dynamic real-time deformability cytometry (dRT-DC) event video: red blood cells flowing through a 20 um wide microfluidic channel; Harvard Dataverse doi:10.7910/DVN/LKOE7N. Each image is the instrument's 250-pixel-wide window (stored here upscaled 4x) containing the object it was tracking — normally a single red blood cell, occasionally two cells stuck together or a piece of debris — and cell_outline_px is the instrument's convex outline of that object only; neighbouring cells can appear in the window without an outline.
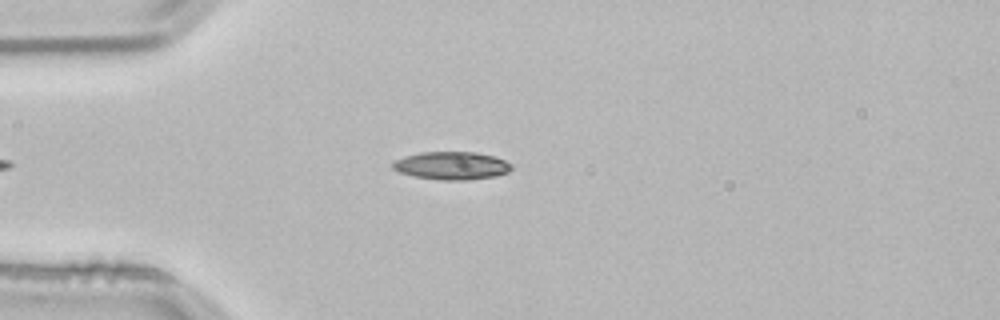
{"species": "common noctule bat (a hibernating species)", "species_latin": "Nyctalus noctula", "temperature_condition": "room temperature", "stored_images_in_passage": 37, "camera_frame_rate_fps": 3000, "um_per_image_px": 0.085, "animal": {"sex": "male", "body_mass_g": 21.5, "forearm_length_mm": 52.0}, "frame": {"image": 1, "passage_image": 2, "time_ms": 0.333, "image_size_px": [1000, 320], "cell_outline_px": [[512, 168], [508, 172], [496, 176], [468, 180], [440, 180], [412, 176], [400, 172], [392, 168], [392, 160], [404, 156], [420, 152], [476, 152], [492, 156], [504, 160], [512, 164]], "centroid_in_image_um": [38.36, 14.08], "position_along_channel_um": 46.6, "area_um2": 19.48}}
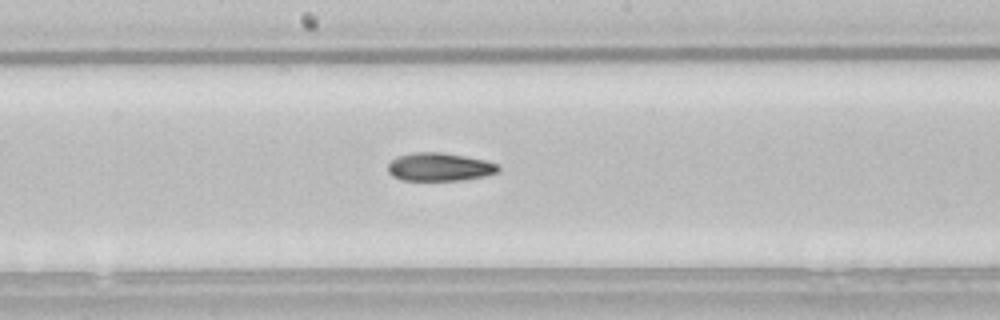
{"frame": {"image": 2, "passage_image": 16, "time_ms": 5.0, "image_size_px": [1000, 320], "cell_outline_px": [[500, 168], [496, 172], [484, 176], [460, 180], [400, 180], [392, 176], [388, 172], [388, 164], [396, 156], [412, 152], [444, 152], [484, 160], [496, 164]], "centroid_in_image_um": [37.3, 14.18], "position_along_channel_um": 210.9, "area_um2": 18.09}}
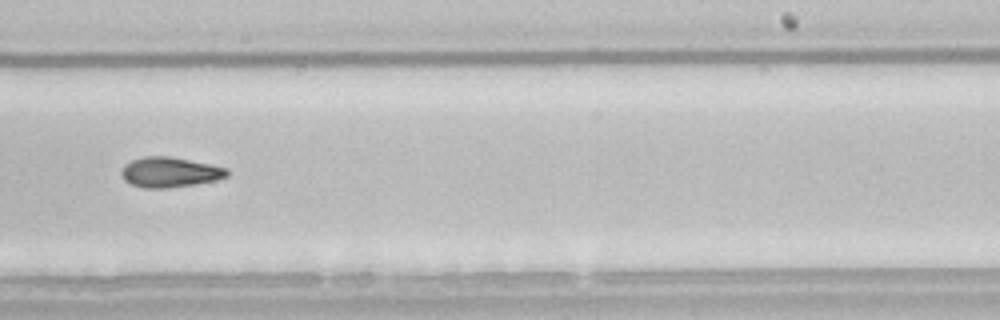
{"frame": {"image": 3, "passage_image": 21, "time_ms": 6.667, "image_size_px": [1000, 320], "cell_outline_px": [[228, 176], [216, 180], [168, 188], [144, 188], [132, 184], [124, 180], [120, 172], [124, 164], [132, 160], [144, 156], [168, 156], [212, 164], [228, 168]], "centroid_in_image_um": [14.42, 14.63], "position_along_channel_um": 274.6, "area_um2": 18.55}, "authors_computed_cell_mechanics": {"area_um2": 17.8602, "velocity_mm_per_s": 3.8499, "shape_relaxation_time_tau1_ms": null, "shape_relaxation_time_tau2_ms": 3.7462, "deformation_change_tau1": null, "deformation_change_tau2": 0.1157}}